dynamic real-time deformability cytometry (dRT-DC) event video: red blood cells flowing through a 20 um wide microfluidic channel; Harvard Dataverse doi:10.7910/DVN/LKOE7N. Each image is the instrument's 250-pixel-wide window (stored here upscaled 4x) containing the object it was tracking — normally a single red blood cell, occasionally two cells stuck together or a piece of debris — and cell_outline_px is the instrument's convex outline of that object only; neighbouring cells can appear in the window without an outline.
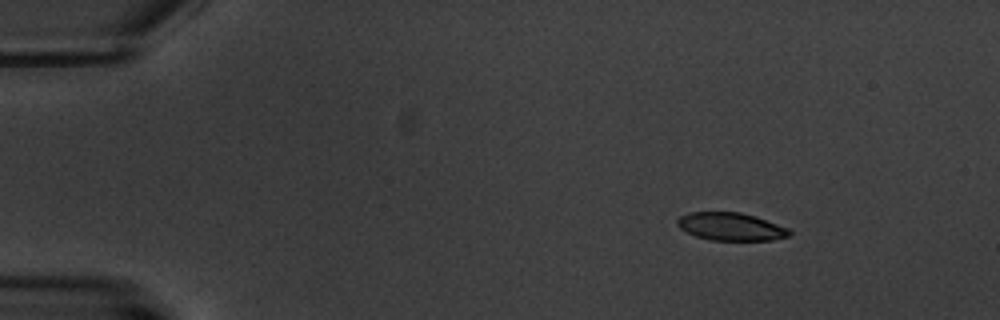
{"species": "common noctule bat (a hibernating species)", "species_latin": "Nyctalus noctula", "temperature_condition": "warm", "stored_images_in_passage": 8, "camera_frame_rate_fps": 3000, "um_per_image_px": 0.085, "animal": {"sex": "male", "body_mass_g": 20.1, "forearm_length_mm": 53.5}, "frame": {"image": 1, "passage_image": 1, "time_ms": 0.0, "image_size_px": [1000, 320], "cell_outline_px": [[792, 236], [772, 240], [712, 240], [696, 236], [680, 228], [676, 224], [676, 220], [680, 216], [688, 212], [740, 212], [756, 216], [788, 228], [792, 232]], "centroid_in_image_um": [62.14, 19.26], "position_along_channel_um": 22.9, "area_um2": 18.26}}
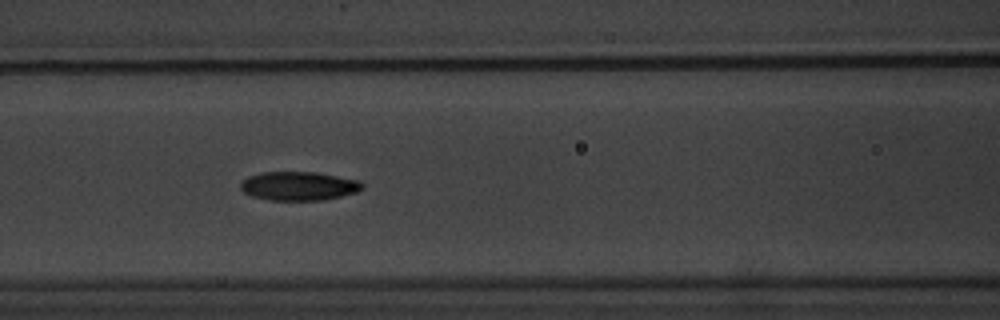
{"frame": {"image": 2, "passage_image": 6, "time_ms": 6.0, "image_size_px": [1000, 320], "cell_outline_px": [[364, 188], [356, 192], [340, 196], [320, 200], [268, 200], [252, 196], [244, 192], [240, 188], [240, 184], [248, 176], [260, 172], [316, 172], [360, 180], [364, 184]], "centroid_in_image_um": [25.4, 15.8], "position_along_channel_um": 141.2, "area_um2": 20.46}}
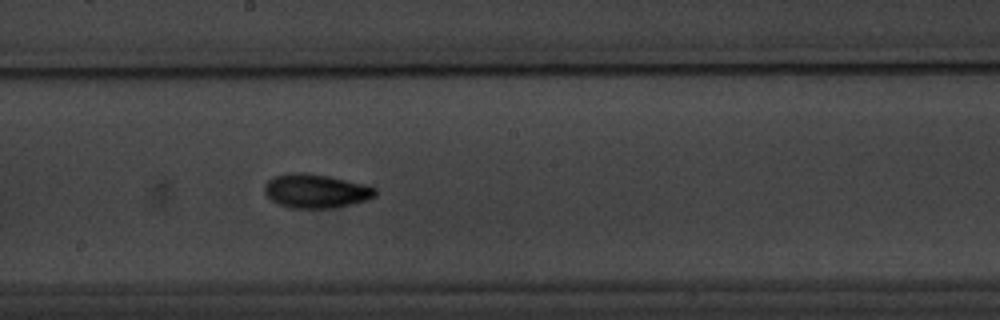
{"frame": {"image": 3, "passage_image": 8, "time_ms": 8.333, "image_size_px": [1000, 320], "cell_outline_px": [[376, 196], [368, 200], [336, 208], [288, 208], [276, 204], [264, 192], [264, 184], [272, 176], [288, 172], [304, 172], [328, 176], [364, 184], [376, 188]], "centroid_in_image_um": [26.82, 16.24], "position_along_channel_um": 221.4, "area_um2": 22.25}}